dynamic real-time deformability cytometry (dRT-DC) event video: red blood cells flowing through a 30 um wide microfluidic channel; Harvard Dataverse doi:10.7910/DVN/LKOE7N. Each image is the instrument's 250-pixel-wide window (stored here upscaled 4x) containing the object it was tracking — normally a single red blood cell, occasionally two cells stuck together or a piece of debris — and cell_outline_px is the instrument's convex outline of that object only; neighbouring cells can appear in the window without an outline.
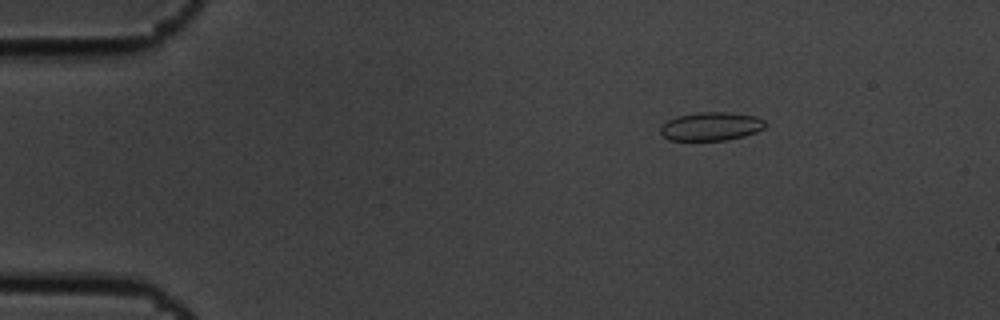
{"species": "common noctule bat (a hibernating species)", "species_latin": "Nyctalus noctula", "temperature_condition": "cold", "stored_images_in_passage": 15, "camera_frame_rate_fps": 3000, "um_per_image_px": 0.085, "animal": {"sex": "male", "body_mass_g": 19.5, "forearm_length_mm": 54.6}, "frame": {"image": 1, "passage_image": 3, "time_ms": 0.667, "image_size_px": [1000, 320], "cell_outline_px": [[764, 128], [756, 132], [744, 136], [728, 140], [668, 140], [660, 132], [660, 128], [668, 120], [676, 116], [700, 112], [724, 112], [756, 116], [764, 120]], "centroid_in_image_um": [60.43, 10.74], "position_along_channel_um": 24.6, "area_um2": 17.28}}
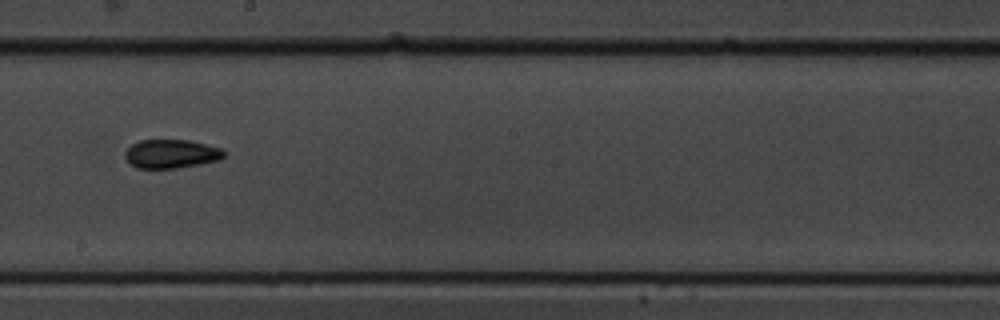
{"frame": {"image": 2, "passage_image": 9, "time_ms": 2.667, "image_size_px": [1000, 320], "cell_outline_px": [[224, 156], [220, 160], [200, 164], [176, 168], [136, 168], [124, 156], [124, 152], [132, 144], [140, 140], [188, 140], [224, 148]], "centroid_in_image_um": [14.58, 13.07], "position_along_channel_um": 233.6, "area_um2": 16.59}}
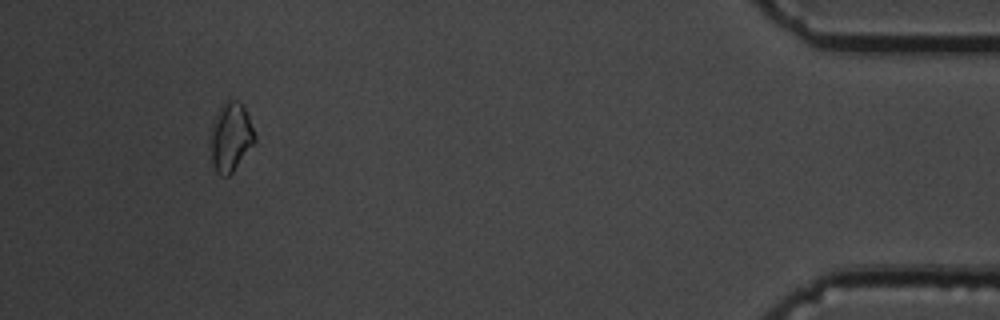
{"frame": {"image": 3, "passage_image": 14, "time_ms": 4.333, "image_size_px": [1000, 320], "cell_outline_px": [[256, 140], [232, 172], [228, 176], [220, 176], [216, 172], [212, 164], [208, 140], [208, 136], [216, 112], [220, 104], [228, 96], [244, 104], [256, 136]], "centroid_in_image_um": [19.56, 11.58], "position_along_channel_um": 415.6, "area_um2": 18.5}}